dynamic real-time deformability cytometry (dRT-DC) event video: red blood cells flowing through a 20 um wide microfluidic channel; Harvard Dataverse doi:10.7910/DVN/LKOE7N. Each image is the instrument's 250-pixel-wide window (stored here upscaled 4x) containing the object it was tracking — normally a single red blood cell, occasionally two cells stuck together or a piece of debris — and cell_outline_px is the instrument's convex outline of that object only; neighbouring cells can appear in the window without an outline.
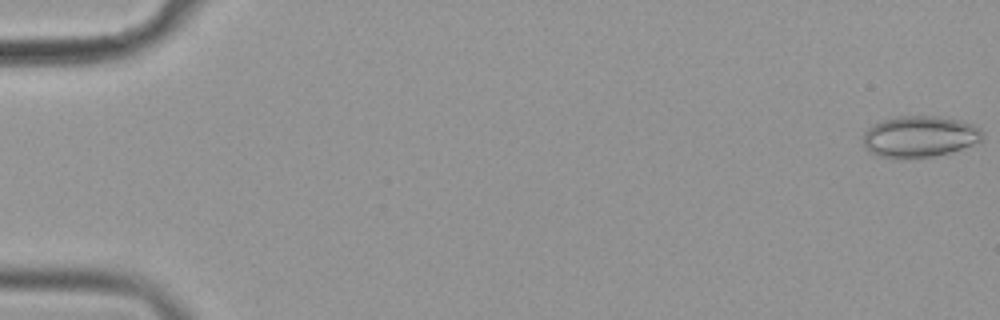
{"species": "common noctule bat (a hibernating species)", "species_latin": "Nyctalus noctula", "temperature_condition": "cold", "stored_images_in_passage": 57, "camera_frame_rate_fps": 3000, "um_per_image_px": 0.085, "animal": {"sex": "female", "body_mass_g": 19.9}, "frame": {"image": 1, "passage_image": 1, "time_ms": 0.0, "image_size_px": [1000, 320], "cell_outline_px": [[984, 136], [980, 140], [972, 144], [948, 152], [932, 156], [880, 156], [872, 152], [864, 144], [864, 132], [872, 124], [884, 120], [900, 116], [936, 116], [956, 120], [972, 124], [980, 128], [984, 132]], "centroid_in_image_um": [78.19, 11.57], "position_along_channel_um": 6.8, "area_um2": 27.74}}
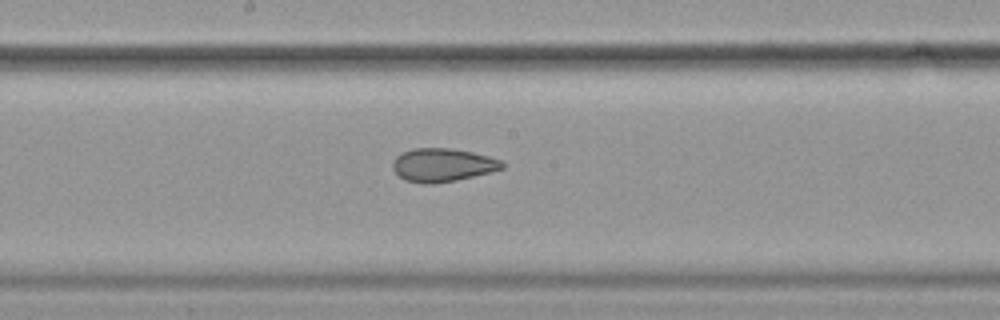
{"frame": {"image": 2, "passage_image": 31, "time_ms": 10.0, "image_size_px": [1000, 320], "cell_outline_px": [[504, 168], [456, 180], [428, 184], [424, 184], [404, 180], [392, 168], [392, 160], [400, 152], [412, 148], [448, 148], [472, 152], [488, 156], [500, 160], [504, 164]], "centroid_in_image_um": [37.56, 14.01], "position_along_channel_um": 210.6, "area_um2": 21.15}}
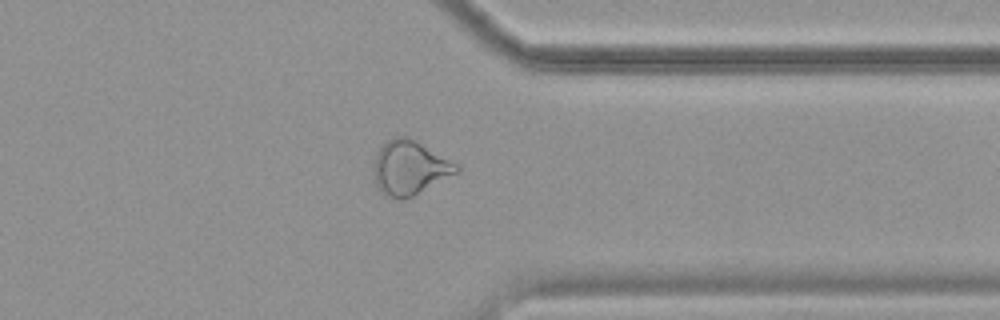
{"frame": {"image": 3, "passage_image": 45, "time_ms": 14.667, "image_size_px": [1000, 320], "cell_outline_px": [[460, 172], [404, 200], [400, 200], [388, 196], [380, 192], [376, 184], [372, 172], [372, 168], [376, 156], [384, 140], [396, 136], [408, 136], [456, 164], [460, 168]], "centroid_in_image_um": [34.78, 14.27], "position_along_channel_um": 376.6, "area_um2": 26.18}, "authors_computed_cell_mechanics": {"area_um2": 25.6054, "velocity_mm_per_s": 3.6107, "shape_relaxation_time_tau1_ms": null, "shape_relaxation_time_tau2_ms": 1.9782, "deformation_change_tau1": null, "deformation_change_tau2": 0.0776}}